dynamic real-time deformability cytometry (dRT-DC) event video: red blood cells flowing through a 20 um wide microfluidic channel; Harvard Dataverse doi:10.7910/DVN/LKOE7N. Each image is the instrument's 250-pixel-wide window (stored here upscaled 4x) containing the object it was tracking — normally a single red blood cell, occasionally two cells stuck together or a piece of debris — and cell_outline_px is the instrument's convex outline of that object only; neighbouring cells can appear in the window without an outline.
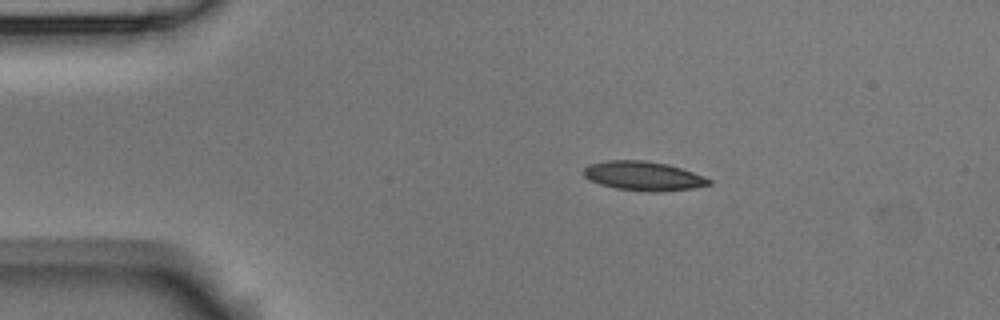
{"species": "Egyptian fruit bat (a non-hibernating species)", "species_latin": "Rousettus aegyptiacus", "temperature_condition": "room temperature", "stored_images_in_passage": 3, "camera_frame_rate_fps": 3000, "um_per_image_px": 0.085, "animal": {"sex": "male"}, "frame": {"image": 1, "passage_image": 2, "time_ms": 1.667, "image_size_px": [1000, 320], "cell_outline_px": [[712, 184], [696, 188], [660, 192], [648, 192], [616, 188], [600, 184], [584, 176], [584, 168], [588, 164], [608, 160], [644, 160], [668, 164], [704, 176], [712, 180]], "centroid_in_image_um": [54.72, 14.96], "position_along_channel_um": 30.3, "area_um2": 21.39}}